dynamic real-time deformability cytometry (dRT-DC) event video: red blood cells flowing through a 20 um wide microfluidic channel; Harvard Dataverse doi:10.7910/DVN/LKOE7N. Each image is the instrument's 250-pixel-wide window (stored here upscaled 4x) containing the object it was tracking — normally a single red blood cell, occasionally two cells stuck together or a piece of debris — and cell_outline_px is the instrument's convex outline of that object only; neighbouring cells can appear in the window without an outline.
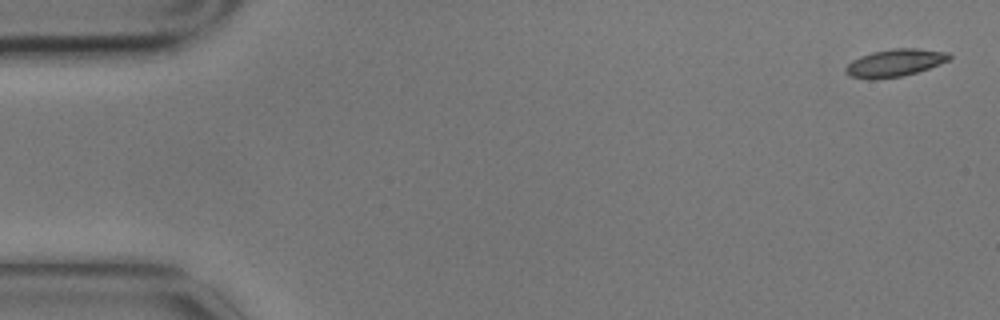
{"species": "common noctule bat (a hibernating species)", "species_latin": "Nyctalus noctula", "temperature_condition": "cold", "stored_images_in_passage": 5, "camera_frame_rate_fps": 3000, "um_per_image_px": 0.085, "animal": {"sex": "male", "body_mass_g": 17.9}, "frame": {"image": 1, "passage_image": 1, "time_ms": 0.0, "image_size_px": [1000, 320], "cell_outline_px": [[952, 56], [948, 60], [940, 64], [916, 72], [900, 76], [876, 80], [868, 80], [848, 76], [844, 72], [844, 68], [852, 60], [860, 56], [872, 52], [892, 48], [916, 48], [948, 52]], "centroid_in_image_um": [76.01, 5.35], "position_along_channel_um": 9.0, "area_um2": 16.76}}
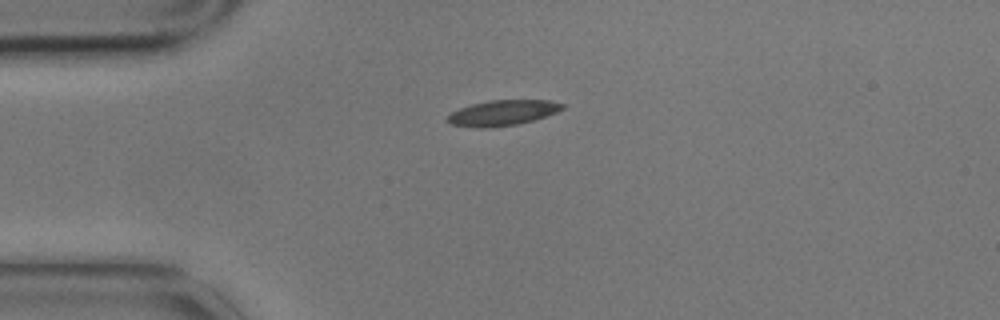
{"frame": {"image": 2, "passage_image": 4, "time_ms": 1.0, "image_size_px": [1000, 320], "cell_outline_px": [[564, 108], [556, 112], [532, 120], [516, 124], [488, 128], [480, 128], [448, 124], [444, 120], [452, 112], [460, 108], [472, 104], [488, 100], [548, 100], [564, 104]], "centroid_in_image_um": [42.66, 9.59], "position_along_channel_um": 42.3, "area_um2": 16.94}}